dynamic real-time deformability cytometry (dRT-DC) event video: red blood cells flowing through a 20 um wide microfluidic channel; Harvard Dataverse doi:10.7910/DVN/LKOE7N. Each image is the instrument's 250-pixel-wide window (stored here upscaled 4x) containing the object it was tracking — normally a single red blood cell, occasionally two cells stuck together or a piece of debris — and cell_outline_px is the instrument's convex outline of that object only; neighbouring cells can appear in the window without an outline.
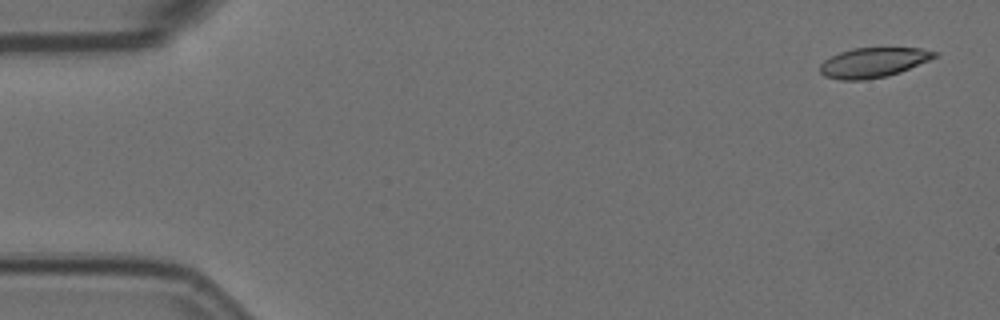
{"species": "Egyptian fruit bat (a non-hibernating species)", "species_latin": "Rousettus aegyptiacus", "temperature_condition": "room temperature", "stored_images_in_passage": 5, "camera_frame_rate_fps": 3000, "um_per_image_px": 0.085, "animal": {"sex": "female"}, "frame": {"image": 1, "passage_image": 1, "time_ms": 0.0, "image_size_px": [1000, 320], "cell_outline_px": [[940, 56], [900, 72], [884, 76], [864, 80], [840, 80], [824, 76], [820, 72], [820, 64], [824, 60], [840, 52], [852, 48], [920, 48], [940, 52]], "centroid_in_image_um": [74.26, 5.31], "position_along_channel_um": 10.7, "area_um2": 19.94}}
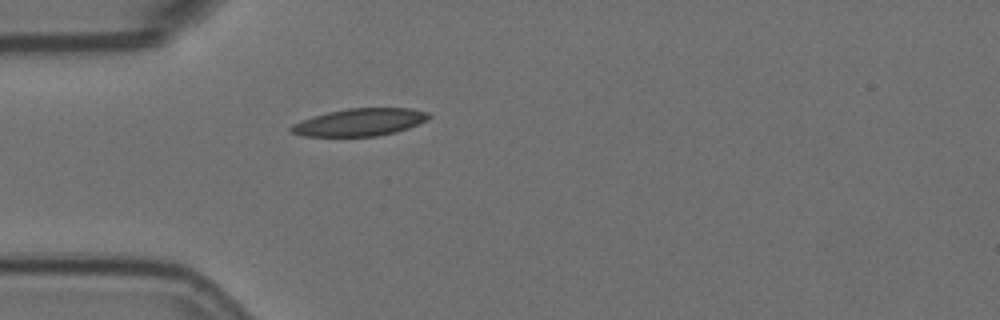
{"frame": {"image": 2, "passage_image": 5, "time_ms": 1.333, "image_size_px": [1000, 320], "cell_outline_px": [[432, 116], [428, 120], [408, 128], [396, 132], [376, 136], [300, 136], [292, 132], [288, 128], [292, 124], [328, 112], [348, 108], [412, 108], [428, 112]], "centroid_in_image_um": [30.63, 10.39], "position_along_channel_um": 54.4, "area_um2": 21.96}}